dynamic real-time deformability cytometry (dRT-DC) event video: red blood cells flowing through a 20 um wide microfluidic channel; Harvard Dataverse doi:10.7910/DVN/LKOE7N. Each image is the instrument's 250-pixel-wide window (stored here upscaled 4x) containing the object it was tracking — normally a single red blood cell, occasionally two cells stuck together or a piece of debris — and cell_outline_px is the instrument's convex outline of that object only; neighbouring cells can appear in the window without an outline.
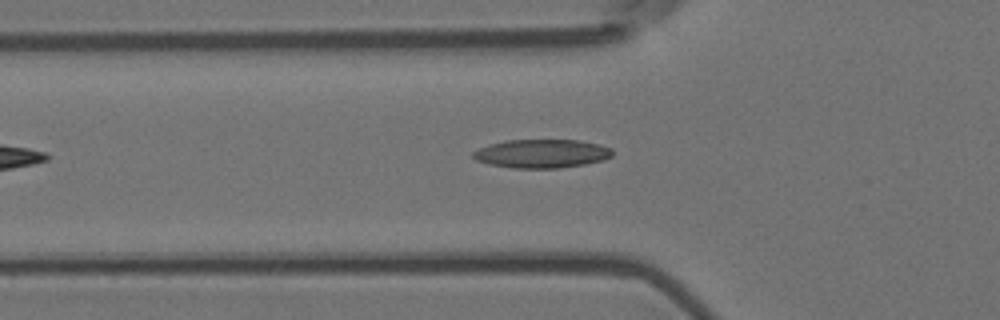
{"species": "Egyptian fruit bat (a non-hibernating species)", "species_latin": "Rousettus aegyptiacus", "temperature_condition": "room temperature", "stored_images_in_passage": 30, "camera_frame_rate_fps": 3000, "um_per_image_px": 0.085, "animal": {"sex": "female"}, "frame": {"image": 1, "passage_image": 9, "time_ms": 2.667, "image_size_px": [1000, 320], "cell_outline_px": [[612, 156], [604, 160], [584, 164], [560, 168], [512, 168], [488, 164], [476, 160], [472, 156], [472, 152], [488, 144], [508, 140], [576, 140], [600, 144], [612, 148]], "centroid_in_image_um": [46.04, 13.06], "position_along_channel_um": 79.8, "area_um2": 23.29}}
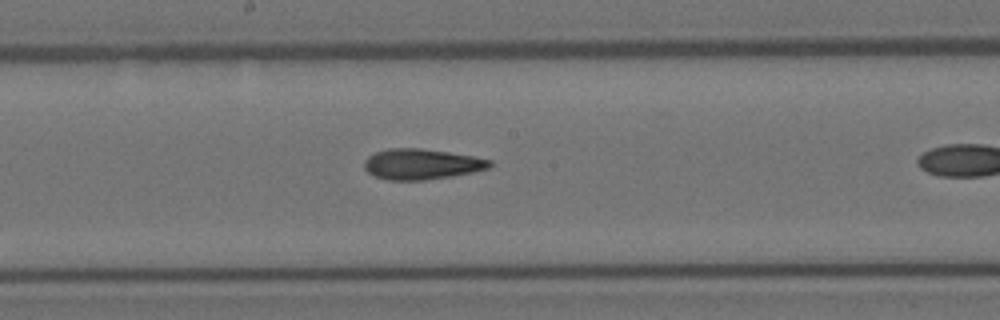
{"frame": {"image": 2, "passage_image": 16, "time_ms": 5.0, "image_size_px": [1000, 320], "cell_outline_px": [[492, 164], [488, 168], [472, 172], [452, 176], [424, 180], [388, 180], [376, 176], [368, 172], [364, 168], [364, 160], [368, 156], [376, 152], [388, 148], [420, 148], [448, 152], [472, 156], [492, 160]], "centroid_in_image_um": [35.81, 13.95], "position_along_channel_um": 212.4, "area_um2": 22.25}}
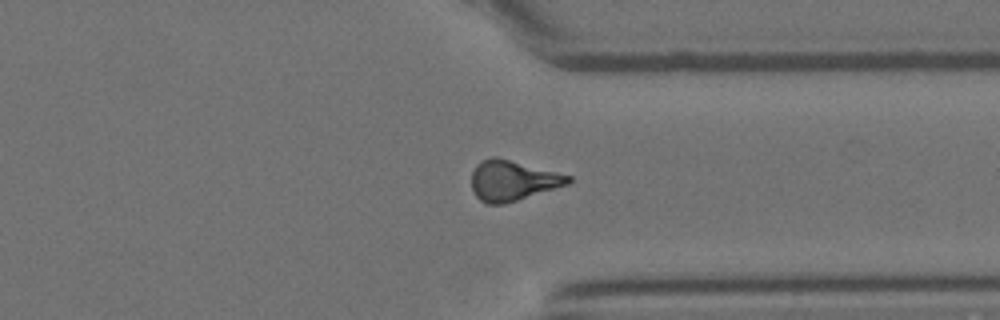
{"frame": {"image": 3, "passage_image": 29, "time_ms": 9.333, "image_size_px": [1000, 320], "cell_outline_px": [[572, 180], [568, 184], [504, 204], [488, 204], [480, 200], [476, 196], [472, 188], [472, 172], [476, 164], [480, 160], [492, 156], [496, 156], [572, 176]], "centroid_in_image_um": [43.54, 15.33], "position_along_channel_um": 367.9, "area_um2": 22.6}}